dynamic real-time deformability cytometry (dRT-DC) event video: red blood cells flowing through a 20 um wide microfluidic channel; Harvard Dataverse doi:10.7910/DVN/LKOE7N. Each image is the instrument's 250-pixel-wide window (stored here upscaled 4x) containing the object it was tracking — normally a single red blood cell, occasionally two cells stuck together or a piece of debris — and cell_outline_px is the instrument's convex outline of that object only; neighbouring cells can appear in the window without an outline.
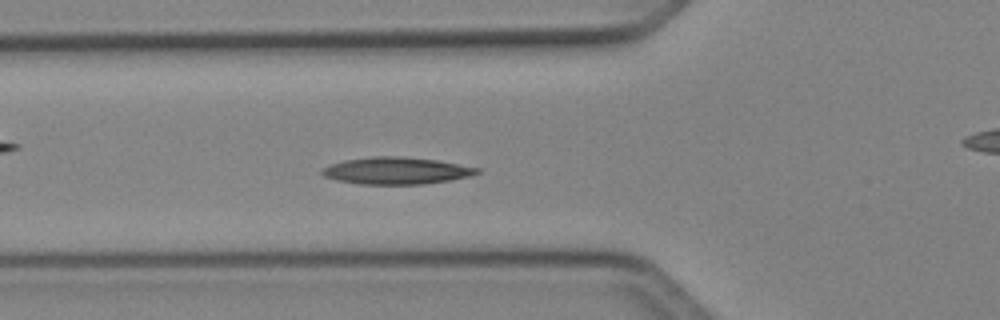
{"species": "Egyptian fruit bat (a non-hibernating species)", "species_latin": "Rousettus aegyptiacus", "temperature_condition": "cold", "stored_images_in_passage": 49, "camera_frame_rate_fps": 3000, "um_per_image_px": 0.085, "animal": {"sex": "female"}, "frame": {"image": 1, "passage_image": 17, "time_ms": 5.333, "image_size_px": [1000, 320], "cell_outline_px": [[480, 172], [468, 176], [448, 180], [424, 184], [360, 184], [336, 180], [324, 176], [320, 172], [320, 168], [344, 160], [372, 156], [400, 156], [436, 160], [480, 168]], "centroid_in_image_um": [33.64, 14.5], "position_along_channel_um": 92.2, "area_um2": 24.28}}
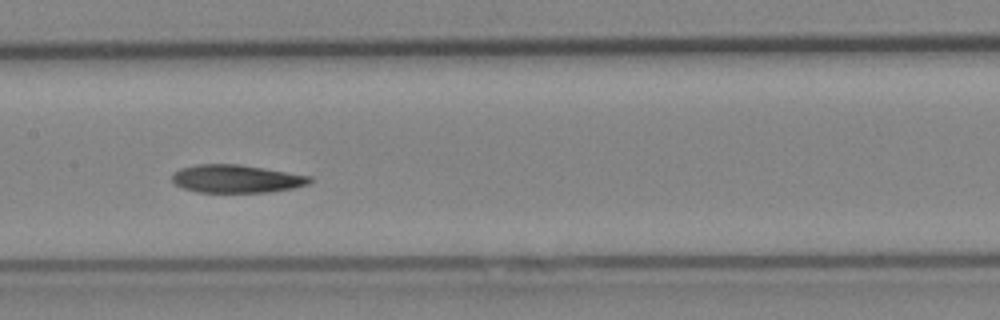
{"frame": {"image": 2, "passage_image": 24, "time_ms": 7.667, "image_size_px": [1000, 320], "cell_outline_px": [[312, 180], [308, 184], [292, 188], [268, 192], [196, 192], [184, 188], [176, 184], [172, 180], [172, 176], [180, 168], [196, 164], [240, 164], [312, 176]], "centroid_in_image_um": [20.1, 15.19], "position_along_channel_um": 187.3, "area_um2": 22.37}}
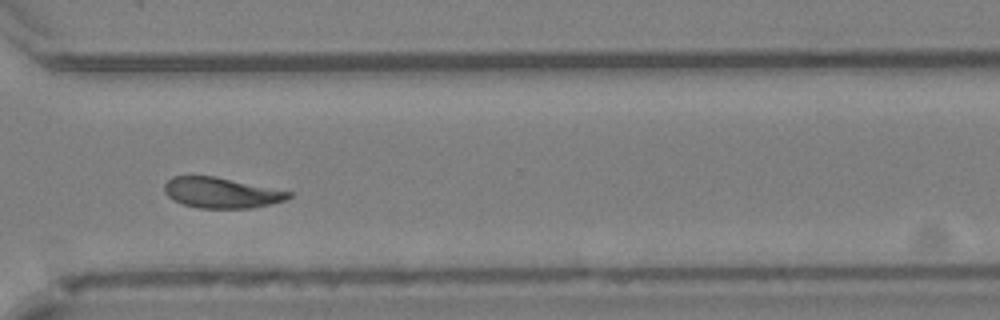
{"frame": {"image": 3, "passage_image": 36, "time_ms": 11.667, "image_size_px": [1000, 320], "cell_outline_px": [[292, 196], [284, 200], [252, 208], [200, 208], [184, 204], [172, 200], [164, 192], [164, 184], [172, 176], [216, 176], [292, 192]], "centroid_in_image_um": [18.78, 16.38], "position_along_channel_um": 351.8, "area_um2": 22.02}, "authors_computed_cell_mechanics": {"area_um2": 22.831, "velocity_mm_per_s": 4.0995, "shape_relaxation_time_tau1_ms": 8.0325, "shape_relaxation_time_tau2_ms": 3.7113, "deformation_change_tau1": 0.186, "deformation_change_tau2": 0.0919}}